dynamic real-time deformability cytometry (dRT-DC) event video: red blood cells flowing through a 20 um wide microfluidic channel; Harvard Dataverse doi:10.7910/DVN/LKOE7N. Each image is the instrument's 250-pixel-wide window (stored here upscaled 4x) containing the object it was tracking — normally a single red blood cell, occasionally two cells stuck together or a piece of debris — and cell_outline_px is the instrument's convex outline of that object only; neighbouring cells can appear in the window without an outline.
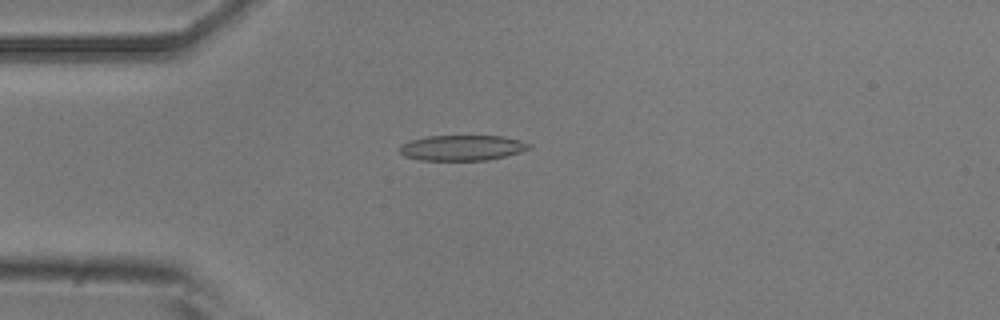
{"species": "common noctule bat (a hibernating species)", "species_latin": "Nyctalus noctula", "temperature_condition": "room temperature", "stored_images_in_passage": 4, "camera_frame_rate_fps": 3000, "um_per_image_px": 0.085, "animal": {"sex": "male", "body_mass_g": 20.5, "forearm_length_mm": 52.5}, "frame": {"image": 1, "passage_image": 4, "time_ms": 3.333, "image_size_px": [1000, 320], "cell_outline_px": [[532, 148], [520, 152], [488, 160], [420, 160], [404, 156], [400, 152], [400, 144], [424, 136], [504, 136], [520, 140], [532, 144]], "centroid_in_image_um": [39.3, 12.56], "position_along_channel_um": 45.7, "area_um2": 19.25}}